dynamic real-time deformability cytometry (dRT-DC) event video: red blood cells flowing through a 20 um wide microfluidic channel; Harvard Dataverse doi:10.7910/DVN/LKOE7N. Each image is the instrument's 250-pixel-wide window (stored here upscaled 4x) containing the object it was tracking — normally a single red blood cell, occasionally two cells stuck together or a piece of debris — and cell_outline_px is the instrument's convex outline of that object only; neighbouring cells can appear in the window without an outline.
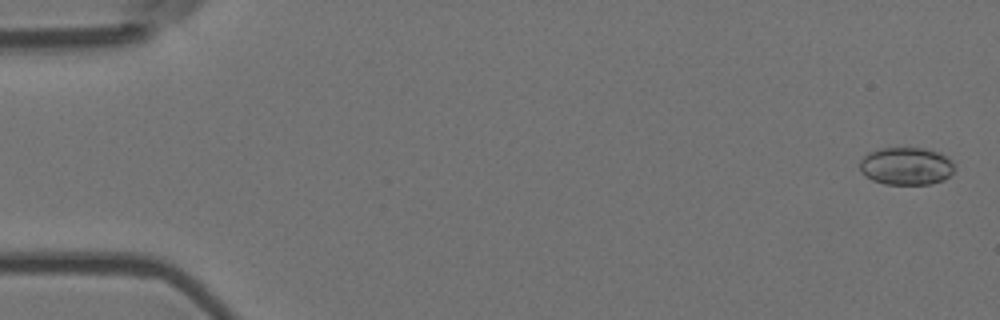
{"species": "Egyptian fruit bat (a non-hibernating species)", "species_latin": "Rousettus aegyptiacus", "temperature_condition": "room temperature", "stored_images_in_passage": 56, "camera_frame_rate_fps": 3000, "um_per_image_px": 0.085, "animal": {"sex": "female"}, "frame": {"image": 1, "passage_image": 2, "time_ms": 0.333, "image_size_px": [1000, 320], "cell_outline_px": [[952, 172], [944, 180], [928, 184], [884, 184], [872, 180], [864, 176], [860, 172], [860, 160], [868, 152], [880, 148], [924, 148], [940, 152], [952, 164]], "centroid_in_image_um": [76.96, 14.12], "position_along_channel_um": 8.0, "area_um2": 20.69}}
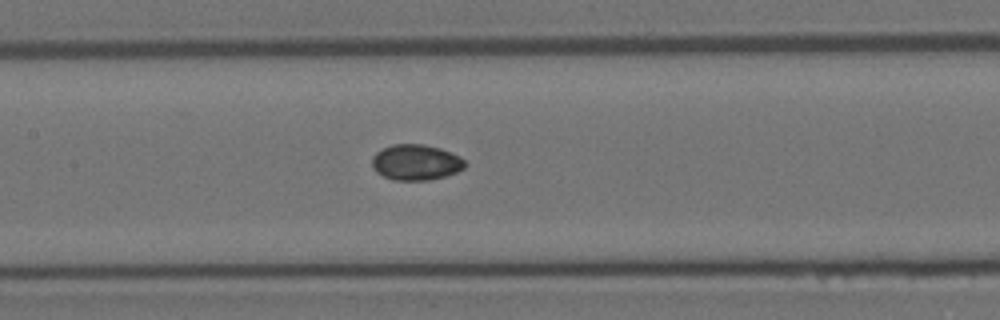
{"frame": {"image": 2, "passage_image": 27, "time_ms": 8.667, "image_size_px": [1000, 320], "cell_outline_px": [[468, 164], [464, 168], [456, 172], [444, 176], [428, 180], [392, 180], [376, 172], [372, 164], [372, 156], [376, 152], [392, 144], [424, 144], [440, 148], [460, 156]], "centroid_in_image_um": [35.36, 13.79], "position_along_channel_um": 172.0, "area_um2": 19.36}}
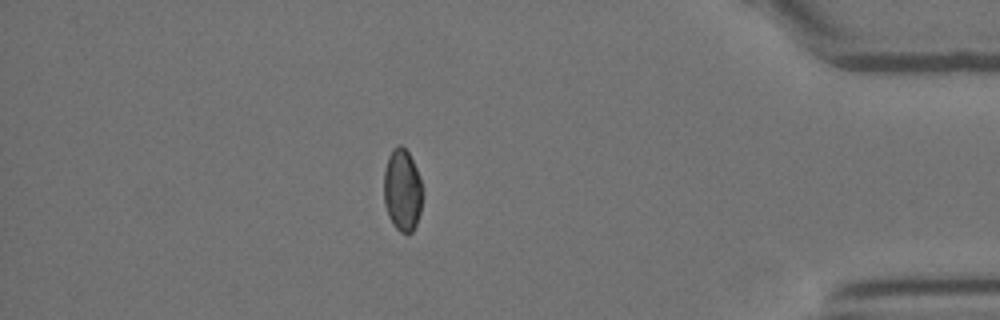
{"frame": {"image": 3, "passage_image": 49, "time_ms": 16.0, "image_size_px": [1000, 320], "cell_outline_px": [[420, 212], [416, 224], [412, 232], [408, 236], [400, 232], [392, 224], [388, 216], [384, 204], [384, 168], [388, 156], [392, 148], [396, 144], [400, 144], [408, 152], [420, 176]], "centroid_in_image_um": [34.16, 16.17], "position_along_channel_um": 401.0, "area_um2": 18.55}, "authors_computed_cell_mechanics": {"area_um2": 19.1896, "velocity_mm_per_s": 3.6598, "shape_relaxation_time_tau1_ms": null, "shape_relaxation_time_tau2_ms": 2.0286, "deformation_change_tau1": null, "deformation_change_tau2": 0.0273}}